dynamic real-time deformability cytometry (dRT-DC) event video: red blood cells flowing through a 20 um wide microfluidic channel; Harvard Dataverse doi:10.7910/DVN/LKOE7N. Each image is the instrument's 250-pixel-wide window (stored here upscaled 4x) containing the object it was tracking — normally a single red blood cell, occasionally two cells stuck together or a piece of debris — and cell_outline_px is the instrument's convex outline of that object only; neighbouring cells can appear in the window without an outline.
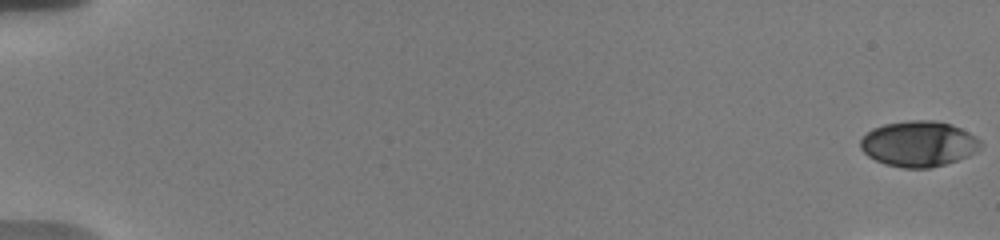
{"species": "human", "species_latin": "Homo sapiens", "temperature_condition": "warm", "stored_images_in_passage": 18, "camera_frame_rate_fps": 3000, "um_per_image_px": 0.085, "donor": {"sex": "male"}, "frame": {"image": 1, "passage_image": 1, "time_ms": 0.0, "image_size_px": [1000, 240], "cell_outline_px": [[980, 148], [976, 152], [968, 156], [944, 164], [928, 168], [904, 168], [884, 164], [868, 156], [860, 148], [860, 140], [872, 128], [884, 124], [908, 120], [936, 120], [952, 124], [976, 136], [980, 140]], "centroid_in_image_um": [78.08, 12.21], "position_along_channel_um": 6.9, "area_um2": 31.96}}
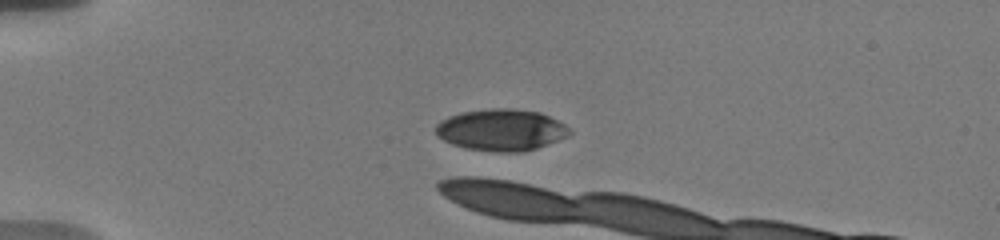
{"frame": {"image": 2, "passage_image": 16, "time_ms": 5.0, "image_size_px": [1000, 240], "cell_outline_px": [[572, 132], [568, 136], [536, 148], [524, 152], [496, 152], [464, 148], [452, 144], [436, 136], [436, 124], [440, 120], [448, 116], [460, 112], [492, 108], [512, 108], [540, 112], [564, 124]], "centroid_in_image_um": [42.57, 11.04], "position_along_channel_um": 42.4, "area_um2": 32.6}}